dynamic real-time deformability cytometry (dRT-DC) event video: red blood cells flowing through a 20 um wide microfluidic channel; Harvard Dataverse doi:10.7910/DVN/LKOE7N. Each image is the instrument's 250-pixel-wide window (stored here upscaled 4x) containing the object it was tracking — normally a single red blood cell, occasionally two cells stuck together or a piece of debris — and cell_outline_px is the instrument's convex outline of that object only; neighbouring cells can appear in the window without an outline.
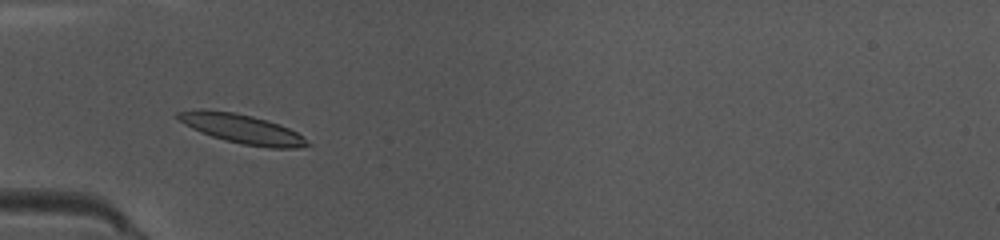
{"species": "common noctule bat (a hibernating species)", "species_latin": "Nyctalus noctula", "temperature_condition": "warm", "stored_images_in_passage": 43, "camera_frame_rate_fps": 3000, "um_per_image_px": 0.085, "animal": {"sex": "female", "body_mass_g": 10.0, "forearm_length_mm": 53.1}, "frame": {"image": 1, "passage_image": 10, "time_ms": 3.0, "image_size_px": [1000, 240], "cell_outline_px": [[312, 144], [296, 148], [268, 148], [244, 144], [224, 140], [212, 136], [192, 128], [184, 124], [176, 116], [176, 112], [200, 108], [232, 112], [252, 116], [268, 120], [280, 124], [304, 136]], "centroid_in_image_um": [20.59, 10.94], "position_along_channel_um": 64.4, "area_um2": 22.08}}
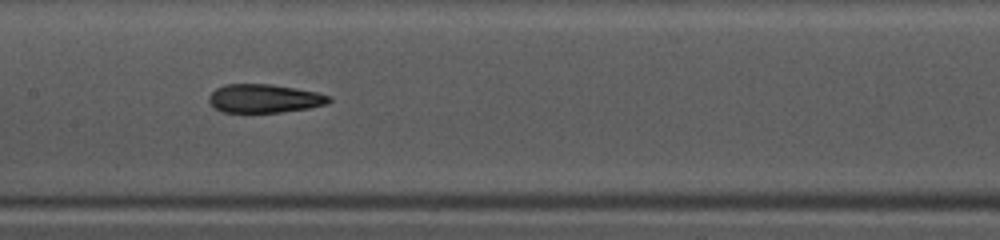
{"frame": {"image": 2, "passage_image": 19, "time_ms": 6.0, "image_size_px": [1000, 240], "cell_outline_px": [[332, 100], [328, 104], [308, 108], [280, 112], [224, 112], [216, 108], [208, 100], [208, 96], [216, 88], [224, 84], [272, 84], [296, 88], [316, 92], [332, 96]], "centroid_in_image_um": [22.5, 8.36], "position_along_channel_um": 184.9, "area_um2": 20.0}}
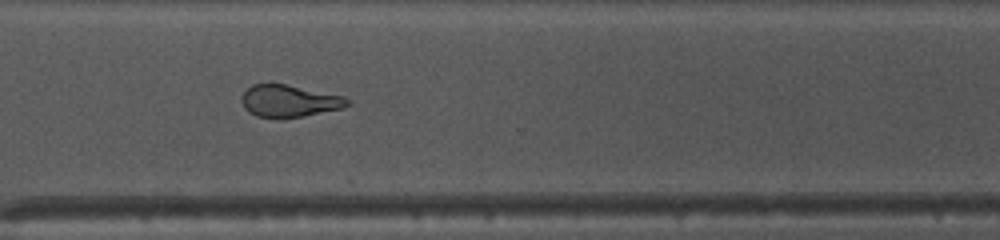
{"frame": {"image": 3, "passage_image": 31, "time_ms": 10.0, "image_size_px": [1000, 240], "cell_outline_px": [[352, 104], [340, 108], [304, 116], [284, 120], [256, 116], [248, 112], [244, 108], [240, 100], [240, 96], [252, 84], [284, 84], [344, 96], [352, 100]], "centroid_in_image_um": [24.56, 8.61], "position_along_channel_um": 346.0, "area_um2": 20.11}}